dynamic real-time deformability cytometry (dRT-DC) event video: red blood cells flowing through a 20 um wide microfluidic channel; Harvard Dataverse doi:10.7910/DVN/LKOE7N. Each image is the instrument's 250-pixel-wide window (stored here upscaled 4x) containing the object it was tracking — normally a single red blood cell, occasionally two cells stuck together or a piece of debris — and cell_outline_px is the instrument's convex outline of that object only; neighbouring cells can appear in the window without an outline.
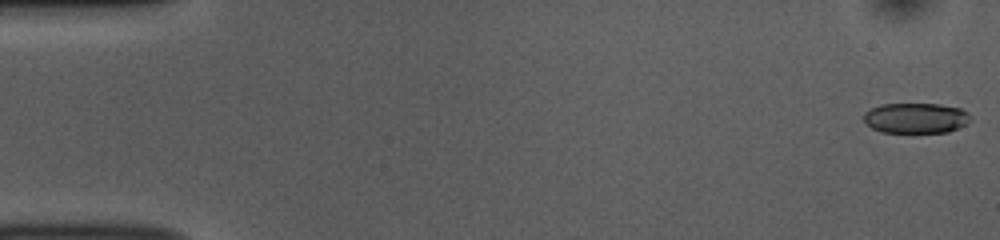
{"species": "common noctule bat (a hibernating species)", "species_latin": "Nyctalus noctula", "temperature_condition": "room temperature", "stored_images_in_passage": 53, "camera_frame_rate_fps": 3000, "um_per_image_px": 0.085, "animal": {"sex": "female", "body_mass_g": 10.0, "forearm_length_mm": 53.1}, "frame": {"image": 1, "passage_image": 1, "time_ms": 0.0, "image_size_px": [1000, 240], "cell_outline_px": [[972, 120], [948, 132], [880, 132], [872, 128], [864, 120], [864, 112], [880, 104], [940, 104], [960, 108], [968, 112]], "centroid_in_image_um": [77.84, 10.03], "position_along_channel_um": 7.2, "area_um2": 18.79}}
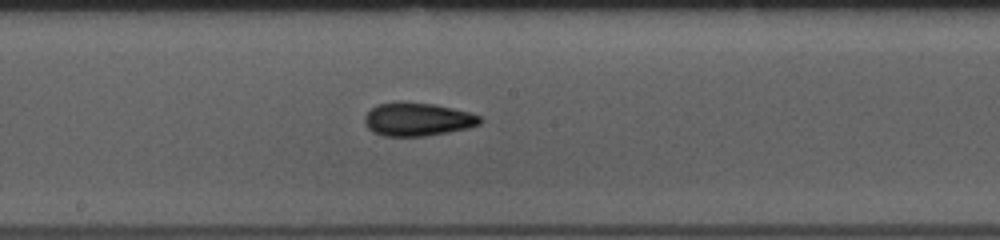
{"frame": {"image": 2, "passage_image": 28, "time_ms": 9.0, "image_size_px": [1000, 240], "cell_outline_px": [[480, 124], [468, 128], [448, 132], [424, 136], [384, 136], [372, 132], [364, 124], [364, 116], [376, 104], [400, 100], [436, 104], [468, 112], [480, 116]], "centroid_in_image_um": [35.43, 10.12], "position_along_channel_um": 212.8, "area_um2": 22.66}}
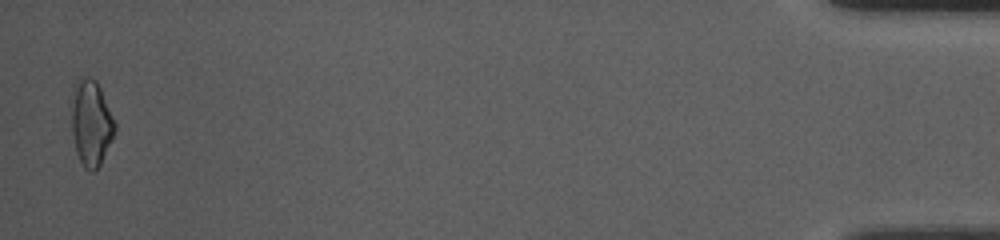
{"frame": {"image": 3, "passage_image": 52, "time_ms": 17.0, "image_size_px": [1000, 240], "cell_outline_px": [[116, 128], [112, 140], [100, 164], [92, 172], [84, 168], [76, 152], [72, 132], [72, 108], [76, 88], [80, 76], [88, 76], [96, 80], [100, 88], [116, 124]], "centroid_in_image_um": [7.76, 10.49], "position_along_channel_um": 427.4, "area_um2": 21.15}, "authors_computed_cell_mechanics": {"area_um2": 20.9236, "velocity_mm_per_s": 3.8087, "shape_relaxation_time_tau1_ms": 7.5143, "shape_relaxation_time_tau2_ms": 5.0917, "deformation_change_tau1": 0.1649, "deformation_change_tau2": 0.1163}}